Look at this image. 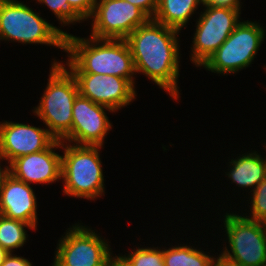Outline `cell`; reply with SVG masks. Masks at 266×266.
I'll return each mask as SVG.
<instances>
[{"mask_svg":"<svg viewBox=\"0 0 266 266\" xmlns=\"http://www.w3.org/2000/svg\"><path fill=\"white\" fill-rule=\"evenodd\" d=\"M179 32L149 19L125 39L136 74H145L174 100L179 98Z\"/></svg>","mask_w":266,"mask_h":266,"instance_id":"obj_1","label":"cell"},{"mask_svg":"<svg viewBox=\"0 0 266 266\" xmlns=\"http://www.w3.org/2000/svg\"><path fill=\"white\" fill-rule=\"evenodd\" d=\"M67 65L71 73L114 75L127 79L133 86L136 75L133 58L126 40L88 39L65 35Z\"/></svg>","mask_w":266,"mask_h":266,"instance_id":"obj_2","label":"cell"},{"mask_svg":"<svg viewBox=\"0 0 266 266\" xmlns=\"http://www.w3.org/2000/svg\"><path fill=\"white\" fill-rule=\"evenodd\" d=\"M79 95L76 80L65 65L56 60L51 65L47 87L33 113L47 126L49 133L63 141L72 127V108Z\"/></svg>","mask_w":266,"mask_h":266,"instance_id":"obj_3","label":"cell"},{"mask_svg":"<svg viewBox=\"0 0 266 266\" xmlns=\"http://www.w3.org/2000/svg\"><path fill=\"white\" fill-rule=\"evenodd\" d=\"M61 148L64 150L61 155L63 193L88 200L104 195V176L99 155L102 146L75 145L61 141Z\"/></svg>","mask_w":266,"mask_h":266,"instance_id":"obj_4","label":"cell"},{"mask_svg":"<svg viewBox=\"0 0 266 266\" xmlns=\"http://www.w3.org/2000/svg\"><path fill=\"white\" fill-rule=\"evenodd\" d=\"M67 32L48 23L18 0H0V37L5 41L45 44L65 50Z\"/></svg>","mask_w":266,"mask_h":266,"instance_id":"obj_5","label":"cell"},{"mask_svg":"<svg viewBox=\"0 0 266 266\" xmlns=\"http://www.w3.org/2000/svg\"><path fill=\"white\" fill-rule=\"evenodd\" d=\"M265 32L256 21L240 22L202 67L220 74H231L246 69L256 57L266 36Z\"/></svg>","mask_w":266,"mask_h":266,"instance_id":"obj_6","label":"cell"},{"mask_svg":"<svg viewBox=\"0 0 266 266\" xmlns=\"http://www.w3.org/2000/svg\"><path fill=\"white\" fill-rule=\"evenodd\" d=\"M223 217L231 250L224 247L222 253L242 266H265L266 223L232 212L226 213Z\"/></svg>","mask_w":266,"mask_h":266,"instance_id":"obj_7","label":"cell"},{"mask_svg":"<svg viewBox=\"0 0 266 266\" xmlns=\"http://www.w3.org/2000/svg\"><path fill=\"white\" fill-rule=\"evenodd\" d=\"M62 237L52 266H108L115 257L108 242L90 227L75 224Z\"/></svg>","mask_w":266,"mask_h":266,"instance_id":"obj_8","label":"cell"},{"mask_svg":"<svg viewBox=\"0 0 266 266\" xmlns=\"http://www.w3.org/2000/svg\"><path fill=\"white\" fill-rule=\"evenodd\" d=\"M205 11L196 22L191 60L201 67L208 58L228 39L240 23L241 9L216 7L204 3Z\"/></svg>","mask_w":266,"mask_h":266,"instance_id":"obj_9","label":"cell"},{"mask_svg":"<svg viewBox=\"0 0 266 266\" xmlns=\"http://www.w3.org/2000/svg\"><path fill=\"white\" fill-rule=\"evenodd\" d=\"M90 18H93L91 37L114 40H125L150 19L140 8L125 0H96Z\"/></svg>","mask_w":266,"mask_h":266,"instance_id":"obj_10","label":"cell"},{"mask_svg":"<svg viewBox=\"0 0 266 266\" xmlns=\"http://www.w3.org/2000/svg\"><path fill=\"white\" fill-rule=\"evenodd\" d=\"M105 110L114 112L78 95L72 108L71 133L63 141L75 145L103 146L108 131L112 129Z\"/></svg>","mask_w":266,"mask_h":266,"instance_id":"obj_11","label":"cell"},{"mask_svg":"<svg viewBox=\"0 0 266 266\" xmlns=\"http://www.w3.org/2000/svg\"><path fill=\"white\" fill-rule=\"evenodd\" d=\"M72 75L76 80L79 95L114 112L129 105L136 97L135 87L125 78L92 73Z\"/></svg>","mask_w":266,"mask_h":266,"instance_id":"obj_12","label":"cell"},{"mask_svg":"<svg viewBox=\"0 0 266 266\" xmlns=\"http://www.w3.org/2000/svg\"><path fill=\"white\" fill-rule=\"evenodd\" d=\"M55 140L46 128L0 122V153L9 164L18 157L47 149Z\"/></svg>","mask_w":266,"mask_h":266,"instance_id":"obj_13","label":"cell"},{"mask_svg":"<svg viewBox=\"0 0 266 266\" xmlns=\"http://www.w3.org/2000/svg\"><path fill=\"white\" fill-rule=\"evenodd\" d=\"M54 148H61V140H55L45 150L16 158L10 163V173L27 184L61 180V155Z\"/></svg>","mask_w":266,"mask_h":266,"instance_id":"obj_14","label":"cell"},{"mask_svg":"<svg viewBox=\"0 0 266 266\" xmlns=\"http://www.w3.org/2000/svg\"><path fill=\"white\" fill-rule=\"evenodd\" d=\"M0 214L37 227V200L30 186L10 174L0 189Z\"/></svg>","mask_w":266,"mask_h":266,"instance_id":"obj_15","label":"cell"},{"mask_svg":"<svg viewBox=\"0 0 266 266\" xmlns=\"http://www.w3.org/2000/svg\"><path fill=\"white\" fill-rule=\"evenodd\" d=\"M257 151L248 154H242V157L232 159L229 166H232L230 171L225 174L228 178L236 183L241 188L255 189L266 178V158L256 153Z\"/></svg>","mask_w":266,"mask_h":266,"instance_id":"obj_16","label":"cell"},{"mask_svg":"<svg viewBox=\"0 0 266 266\" xmlns=\"http://www.w3.org/2000/svg\"><path fill=\"white\" fill-rule=\"evenodd\" d=\"M203 0H158V6L153 19L170 28L180 31L188 23L198 5Z\"/></svg>","mask_w":266,"mask_h":266,"instance_id":"obj_17","label":"cell"},{"mask_svg":"<svg viewBox=\"0 0 266 266\" xmlns=\"http://www.w3.org/2000/svg\"><path fill=\"white\" fill-rule=\"evenodd\" d=\"M214 257L187 245L163 249L164 266H211Z\"/></svg>","mask_w":266,"mask_h":266,"instance_id":"obj_18","label":"cell"},{"mask_svg":"<svg viewBox=\"0 0 266 266\" xmlns=\"http://www.w3.org/2000/svg\"><path fill=\"white\" fill-rule=\"evenodd\" d=\"M26 227L34 230L30 224L24 221L9 219L0 214V246L9 253H13L14 249L21 248L28 238Z\"/></svg>","mask_w":266,"mask_h":266,"instance_id":"obj_19","label":"cell"},{"mask_svg":"<svg viewBox=\"0 0 266 266\" xmlns=\"http://www.w3.org/2000/svg\"><path fill=\"white\" fill-rule=\"evenodd\" d=\"M128 255L117 256L126 266H164L163 250L156 248H137Z\"/></svg>","mask_w":266,"mask_h":266,"instance_id":"obj_20","label":"cell"},{"mask_svg":"<svg viewBox=\"0 0 266 266\" xmlns=\"http://www.w3.org/2000/svg\"><path fill=\"white\" fill-rule=\"evenodd\" d=\"M250 217L246 218L266 223V178L252 191Z\"/></svg>","mask_w":266,"mask_h":266,"instance_id":"obj_21","label":"cell"},{"mask_svg":"<svg viewBox=\"0 0 266 266\" xmlns=\"http://www.w3.org/2000/svg\"><path fill=\"white\" fill-rule=\"evenodd\" d=\"M40 4H45L56 15L60 23L65 26L73 23H80L83 20L69 7L67 0H37Z\"/></svg>","mask_w":266,"mask_h":266,"instance_id":"obj_22","label":"cell"},{"mask_svg":"<svg viewBox=\"0 0 266 266\" xmlns=\"http://www.w3.org/2000/svg\"><path fill=\"white\" fill-rule=\"evenodd\" d=\"M69 7L83 20L93 14L96 0H67ZM85 19V20H84Z\"/></svg>","mask_w":266,"mask_h":266,"instance_id":"obj_23","label":"cell"},{"mask_svg":"<svg viewBox=\"0 0 266 266\" xmlns=\"http://www.w3.org/2000/svg\"><path fill=\"white\" fill-rule=\"evenodd\" d=\"M125 1L140 8L150 19H153L158 6V0H125Z\"/></svg>","mask_w":266,"mask_h":266,"instance_id":"obj_24","label":"cell"},{"mask_svg":"<svg viewBox=\"0 0 266 266\" xmlns=\"http://www.w3.org/2000/svg\"><path fill=\"white\" fill-rule=\"evenodd\" d=\"M1 266H32V263L24 257L15 256V254L9 253Z\"/></svg>","mask_w":266,"mask_h":266,"instance_id":"obj_25","label":"cell"},{"mask_svg":"<svg viewBox=\"0 0 266 266\" xmlns=\"http://www.w3.org/2000/svg\"><path fill=\"white\" fill-rule=\"evenodd\" d=\"M204 3L210 4L216 7H231L234 9H240V0H203Z\"/></svg>","mask_w":266,"mask_h":266,"instance_id":"obj_26","label":"cell"},{"mask_svg":"<svg viewBox=\"0 0 266 266\" xmlns=\"http://www.w3.org/2000/svg\"><path fill=\"white\" fill-rule=\"evenodd\" d=\"M211 266H242V265L234 260H231L223 253H221L218 257L216 258L214 257L212 259Z\"/></svg>","mask_w":266,"mask_h":266,"instance_id":"obj_27","label":"cell"},{"mask_svg":"<svg viewBox=\"0 0 266 266\" xmlns=\"http://www.w3.org/2000/svg\"><path fill=\"white\" fill-rule=\"evenodd\" d=\"M6 160L5 157L0 153V161ZM1 165V164H0ZM10 164L9 166H5V168H1L0 166V189L3 187L5 180L7 179V177L10 175Z\"/></svg>","mask_w":266,"mask_h":266,"instance_id":"obj_28","label":"cell"},{"mask_svg":"<svg viewBox=\"0 0 266 266\" xmlns=\"http://www.w3.org/2000/svg\"><path fill=\"white\" fill-rule=\"evenodd\" d=\"M108 266H126V265L122 263V261L117 256H115Z\"/></svg>","mask_w":266,"mask_h":266,"instance_id":"obj_29","label":"cell"},{"mask_svg":"<svg viewBox=\"0 0 266 266\" xmlns=\"http://www.w3.org/2000/svg\"><path fill=\"white\" fill-rule=\"evenodd\" d=\"M8 254L9 252L0 246V266L3 264V261Z\"/></svg>","mask_w":266,"mask_h":266,"instance_id":"obj_30","label":"cell"}]
</instances>
